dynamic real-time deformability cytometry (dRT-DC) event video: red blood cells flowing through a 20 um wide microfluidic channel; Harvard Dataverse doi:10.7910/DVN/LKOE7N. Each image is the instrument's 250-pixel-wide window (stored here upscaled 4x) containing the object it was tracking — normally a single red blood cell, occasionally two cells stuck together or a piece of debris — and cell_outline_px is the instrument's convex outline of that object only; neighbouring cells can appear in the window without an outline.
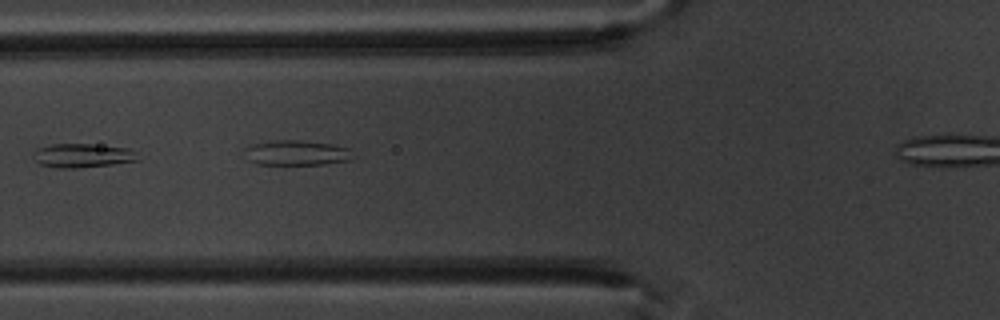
{"species": "common noctule bat (a hibernating species)", "species_latin": "Nyctalus noctula", "temperature_condition": "warm", "stored_images_in_passage": 3, "camera_frame_rate_fps": 3000, "um_per_image_px": 0.085, "animal": {"sex": "male", "body_mass_g": 20.1, "forearm_length_mm": 53.5}, "frame": {"image": 1, "passage_image": 2, "time_ms": 1.0, "image_size_px": [1000, 320], "cell_outline_px": [[140, 160], [112, 164], [72, 168], [60, 168], [40, 164], [36, 160], [32, 152], [36, 148], [52, 144], [92, 144], [132, 148]], "centroid_in_image_um": [7.03, 13.2], "position_along_channel_um": 118.8, "area_um2": 14.57}}